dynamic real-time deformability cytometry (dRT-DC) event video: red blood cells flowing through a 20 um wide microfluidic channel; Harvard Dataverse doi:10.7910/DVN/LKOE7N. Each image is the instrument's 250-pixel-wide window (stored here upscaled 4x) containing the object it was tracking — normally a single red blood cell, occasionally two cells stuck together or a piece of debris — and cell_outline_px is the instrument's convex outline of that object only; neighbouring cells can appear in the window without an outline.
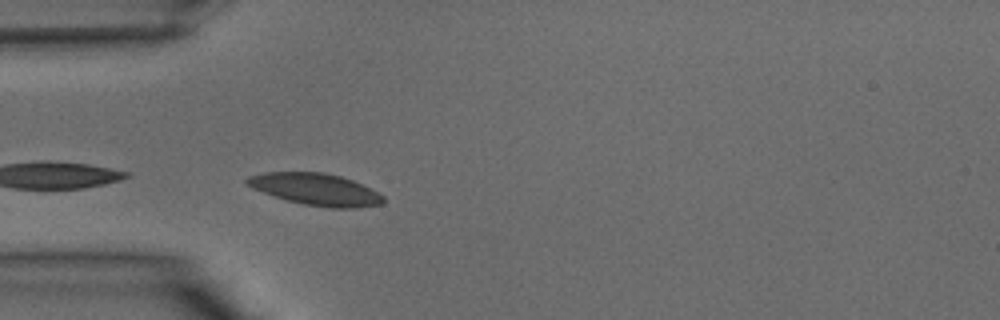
{"species": "common noctule bat (a hibernating species)", "species_latin": "Nyctalus noctula", "temperature_condition": "warm", "stored_images_in_passage": 35, "camera_frame_rate_fps": 3000, "um_per_image_px": 0.085, "animal": {"sex": "male", "body_mass_g": 15.6}, "frame": {"image": 1, "passage_image": 8, "time_ms": 2.333, "image_size_px": [1000, 320], "cell_outline_px": [[384, 204], [356, 208], [328, 208], [304, 204], [288, 200], [252, 188], [244, 180], [248, 176], [264, 172], [324, 172], [340, 176], [352, 180], [384, 196]], "centroid_in_image_um": [26.84, 16.09], "position_along_channel_um": 58.2, "area_um2": 25.09}}